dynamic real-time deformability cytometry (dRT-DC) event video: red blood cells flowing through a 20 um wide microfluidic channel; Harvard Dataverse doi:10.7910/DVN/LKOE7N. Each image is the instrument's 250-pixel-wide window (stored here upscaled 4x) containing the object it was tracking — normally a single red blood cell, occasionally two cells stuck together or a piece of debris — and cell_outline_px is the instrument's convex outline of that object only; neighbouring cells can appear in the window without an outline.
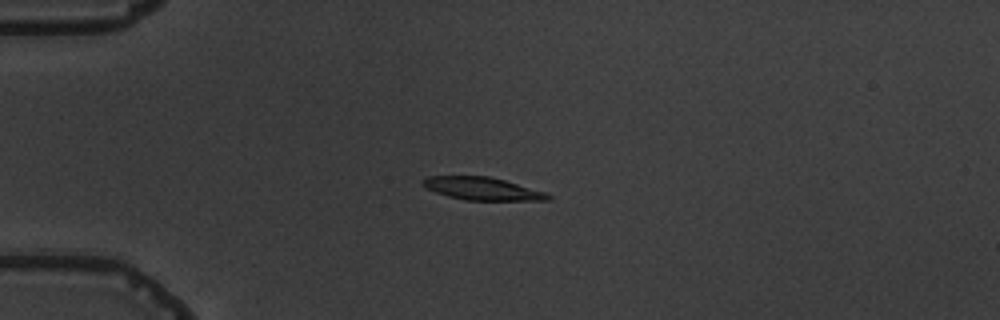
{"species": "common noctule bat (a hibernating species)", "species_latin": "Nyctalus noctula", "temperature_condition": "warm", "stored_images_in_passage": 5, "camera_frame_rate_fps": 3000, "um_per_image_px": 0.085, "animal": {"sex": "male", "body_mass_g": 19.5, "forearm_length_mm": 54.6}, "frame": {"image": 1, "passage_image": 4, "time_ms": 4.333, "image_size_px": [1000, 320], "cell_outline_px": [[552, 200], [464, 200], [448, 196], [436, 192], [420, 184], [428, 176], [488, 176], [504, 180], [548, 192], [552, 196]], "centroid_in_image_um": [41.05, 16.04], "position_along_channel_um": 43.9, "area_um2": 16.59}}